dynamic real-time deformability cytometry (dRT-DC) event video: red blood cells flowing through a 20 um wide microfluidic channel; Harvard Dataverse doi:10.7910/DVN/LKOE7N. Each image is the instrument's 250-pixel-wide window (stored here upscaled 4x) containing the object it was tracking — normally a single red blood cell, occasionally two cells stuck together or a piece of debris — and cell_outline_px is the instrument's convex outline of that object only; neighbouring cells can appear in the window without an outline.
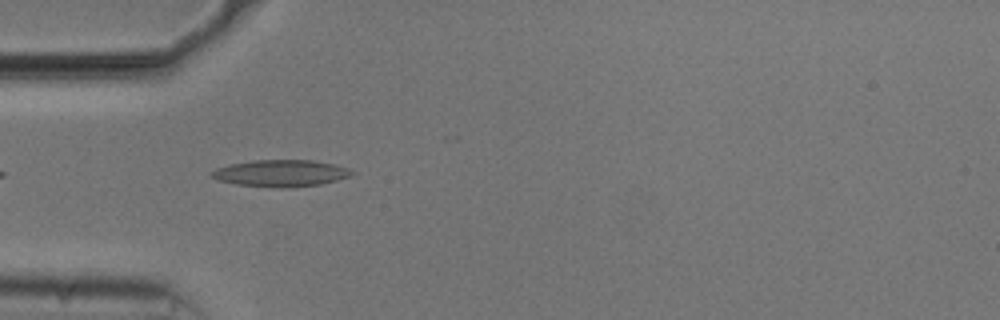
{"species": "common noctule bat (a hibernating species)", "species_latin": "Nyctalus noctula", "temperature_condition": "cold", "stored_images_in_passage": 5, "camera_frame_rate_fps": 3000, "um_per_image_px": 0.085, "animal": {"sex": "male", "body_mass_g": 20.5, "forearm_length_mm": 52.5}, "frame": {"image": 1, "passage_image": 1, "time_ms": 0.0, "image_size_px": [1000, 320], "cell_outline_px": [[356, 172], [348, 176], [336, 180], [320, 184], [280, 188], [236, 184], [220, 180], [212, 176], [212, 172], [216, 168], [228, 164], [252, 160], [312, 160], [332, 164], [348, 168]], "centroid_in_image_um": [23.86, 14.71], "position_along_channel_um": 61.1, "area_um2": 21.56}}
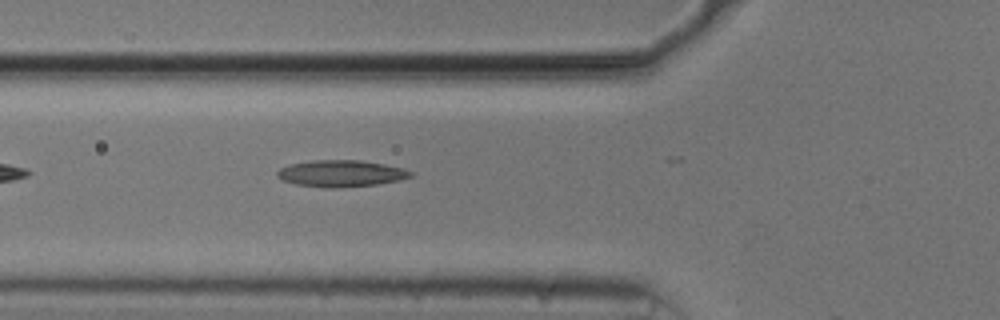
{"frame": {"image": 2, "passage_image": 4, "time_ms": 1.0, "image_size_px": [1000, 320], "cell_outline_px": [[412, 176], [400, 180], [376, 184], [336, 188], [328, 188], [296, 184], [284, 180], [276, 176], [276, 172], [280, 168], [292, 164], [312, 160], [360, 160], [384, 164], [404, 168], [412, 172]], "centroid_in_image_um": [29.0, 14.74], "position_along_channel_um": 96.8, "area_um2": 20.58}}